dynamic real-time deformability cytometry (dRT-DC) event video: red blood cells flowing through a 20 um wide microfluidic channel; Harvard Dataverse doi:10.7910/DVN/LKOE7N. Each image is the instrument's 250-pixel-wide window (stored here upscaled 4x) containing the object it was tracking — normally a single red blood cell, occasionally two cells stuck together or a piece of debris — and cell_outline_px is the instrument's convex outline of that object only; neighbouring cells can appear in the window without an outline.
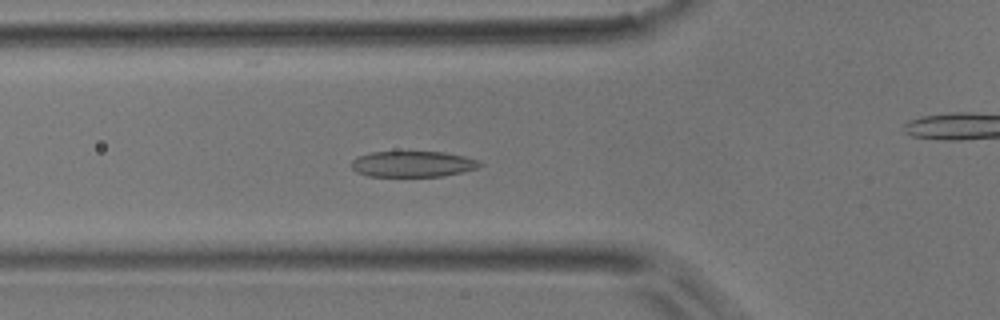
{"species": "common noctule bat (a hibernating species)", "species_latin": "Nyctalus noctula", "temperature_condition": "room temperature", "stored_images_in_passage": 38, "camera_frame_rate_fps": 3000, "um_per_image_px": 0.085, "animal": {"sex": "male", "body_mass_g": 17.9}, "frame": {"image": 1, "passage_image": 4, "time_ms": 1.0, "image_size_px": [1000, 320], "cell_outline_px": [[484, 164], [476, 168], [464, 172], [444, 176], [368, 176], [356, 172], [352, 168], [352, 160], [356, 156], [372, 152], [444, 152], [464, 156], [480, 160]], "centroid_in_image_um": [35.11, 13.94], "position_along_channel_um": 90.7, "area_um2": 19.48}}
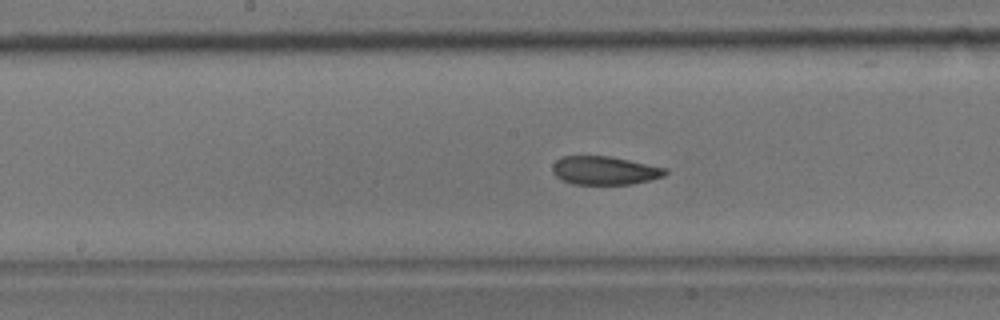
{"frame": {"image": 2, "passage_image": 12, "time_ms": 3.667, "image_size_px": [1000, 320], "cell_outline_px": [[668, 172], [664, 176], [632, 184], [572, 184], [560, 180], [552, 172], [552, 164], [556, 160], [564, 156], [608, 156], [668, 168]], "centroid_in_image_um": [51.37, 14.49], "position_along_channel_um": 196.8, "area_um2": 18.73}}
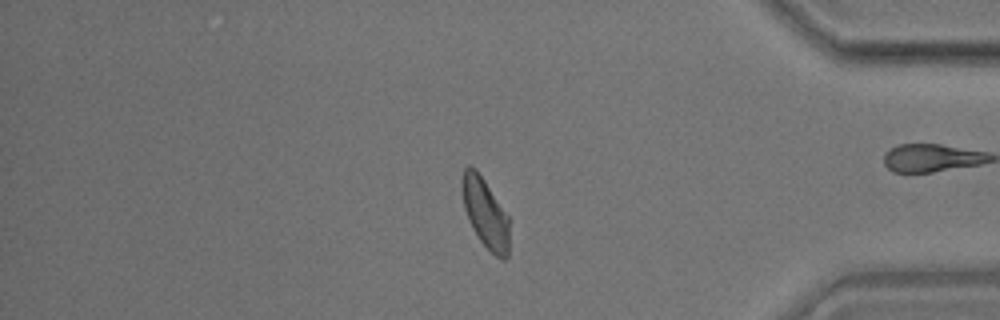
{"frame": {"image": 3, "passage_image": 29, "time_ms": 9.333, "image_size_px": [1000, 320], "cell_outline_px": [[508, 256], [504, 260], [500, 260], [480, 240], [472, 228], [468, 220], [464, 208], [460, 188], [464, 168], [468, 164], [476, 168], [508, 216]], "centroid_in_image_um": [41.21, 18.08], "position_along_channel_um": 394.0, "area_um2": 19.07}}